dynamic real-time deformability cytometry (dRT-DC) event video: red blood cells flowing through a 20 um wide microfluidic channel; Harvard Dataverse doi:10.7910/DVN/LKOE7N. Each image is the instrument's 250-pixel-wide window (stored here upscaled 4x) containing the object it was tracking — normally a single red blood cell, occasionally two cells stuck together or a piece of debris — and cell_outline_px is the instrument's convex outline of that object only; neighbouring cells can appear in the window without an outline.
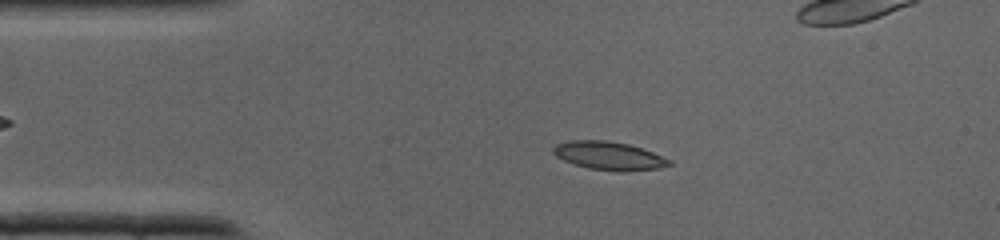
{"species": "common noctule bat (a hibernating species)", "species_latin": "Nyctalus noctula", "temperature_condition": "cold", "stored_images_in_passage": 37, "camera_frame_rate_fps": 3000, "um_per_image_px": 0.085, "animal": {"sex": "male", "body_mass_g": 19.0, "forearm_length_mm": 50.8}, "frame": {"image": 1, "passage_image": 6, "time_ms": 1.667, "image_size_px": [1000, 240], "cell_outline_px": [[672, 164], [660, 168], [624, 172], [588, 168], [564, 160], [556, 156], [552, 152], [552, 148], [556, 144], [568, 140], [604, 140], [628, 144], [652, 152], [672, 160]], "centroid_in_image_um": [51.76, 13.24], "position_along_channel_um": 33.2, "area_um2": 19.07}}
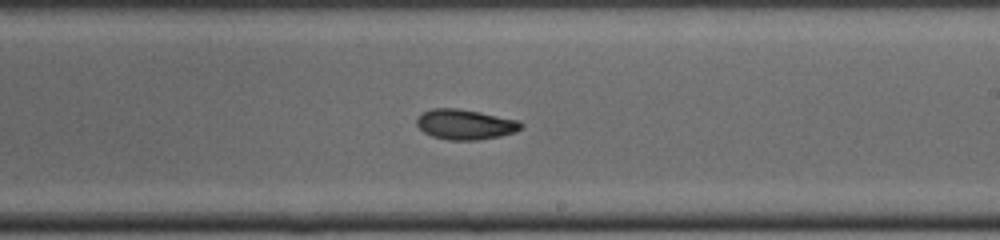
{"frame": {"image": 2, "passage_image": 20, "time_ms": 6.333, "image_size_px": [1000, 240], "cell_outline_px": [[524, 124], [520, 128], [512, 132], [500, 136], [476, 140], [448, 140], [432, 136], [424, 132], [416, 124], [416, 116], [432, 108], [456, 108], [480, 112], [520, 120]], "centroid_in_image_um": [39.52, 10.57], "position_along_channel_um": 249.5, "area_um2": 18.32}}
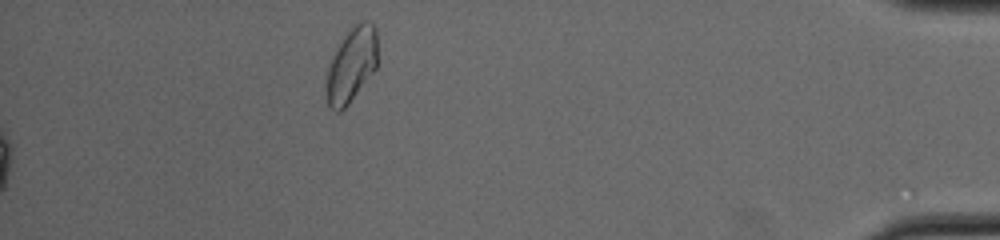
{"frame": {"image": 3, "passage_image": 37, "time_ms": 12.0, "image_size_px": [1000, 240], "cell_outline_px": [[376, 68], [348, 104], [340, 112], [336, 112], [328, 108], [324, 84], [328, 68], [332, 56], [336, 48], [344, 36], [360, 20], [368, 20], [376, 28]], "centroid_in_image_um": [29.83, 5.55], "position_along_channel_um": 405.4, "area_um2": 22.31}}